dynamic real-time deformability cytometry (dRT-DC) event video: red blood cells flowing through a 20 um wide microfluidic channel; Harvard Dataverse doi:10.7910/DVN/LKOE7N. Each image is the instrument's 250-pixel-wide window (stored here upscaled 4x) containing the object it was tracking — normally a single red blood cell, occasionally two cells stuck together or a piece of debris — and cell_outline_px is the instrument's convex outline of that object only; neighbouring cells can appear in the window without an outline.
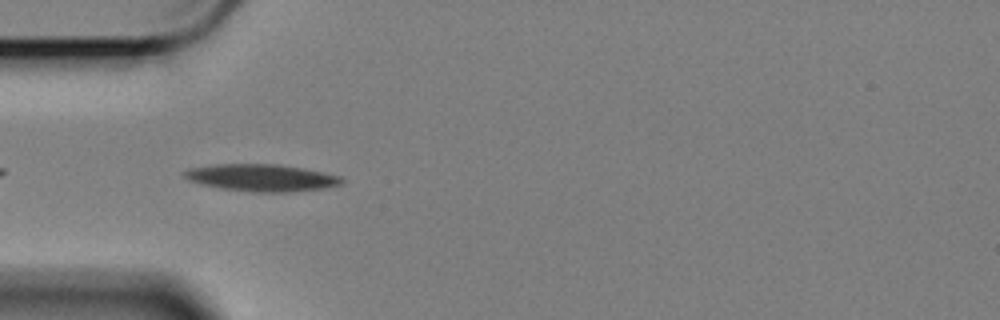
{"species": "Egyptian fruit bat (a non-hibernating species)", "species_latin": "Rousettus aegyptiacus", "temperature_condition": "cold", "stored_images_in_passage": 12, "camera_frame_rate_fps": 3000, "um_per_image_px": 0.085, "animal": {"sex": "female"}, "frame": {"image": 1, "passage_image": 3, "time_ms": 0.667, "image_size_px": [1000, 320], "cell_outline_px": [[344, 180], [340, 184], [320, 188], [292, 192], [252, 192], [220, 188], [188, 180], [180, 172], [192, 168], [216, 164], [280, 164], [304, 168], [324, 172], [340, 176]], "centroid_in_image_um": [22.22, 15.1], "position_along_channel_um": 62.8, "area_um2": 24.74}}
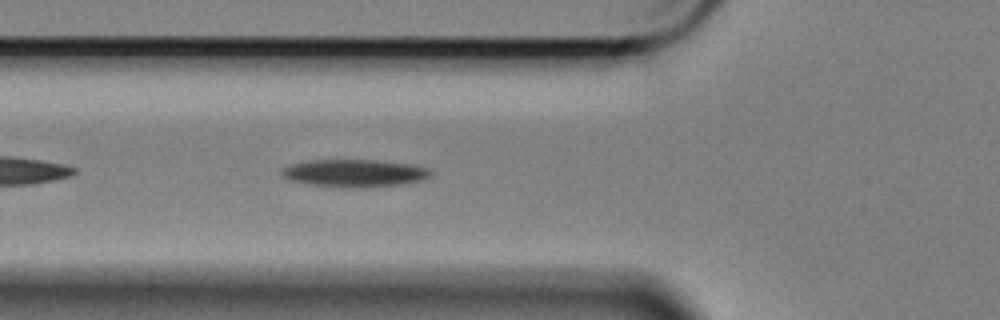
{"frame": {"image": 2, "passage_image": 6, "time_ms": 1.667, "image_size_px": [1000, 320], "cell_outline_px": [[432, 176], [424, 180], [400, 184], [360, 188], [344, 188], [308, 184], [288, 180], [280, 172], [280, 168], [288, 164], [312, 160], [376, 160], [408, 164], [428, 168], [432, 172]], "centroid_in_image_um": [30.09, 14.72], "position_along_channel_um": 95.7, "area_um2": 24.16}}
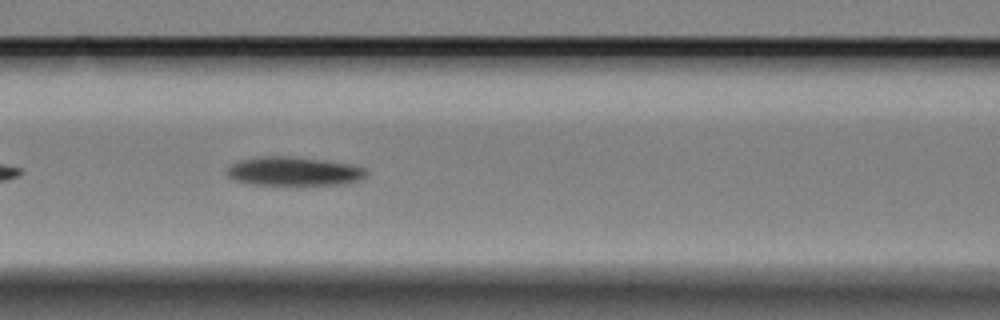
{"frame": {"image": 3, "passage_image": 10, "time_ms": 3.0, "image_size_px": [1000, 320], "cell_outline_px": [[368, 172], [360, 180], [340, 184], [252, 184], [232, 180], [224, 172], [232, 164], [240, 160], [260, 156], [288, 156], [324, 160], [352, 164], [364, 168]], "centroid_in_image_um": [24.94, 14.55], "position_along_channel_um": 141.7, "area_um2": 23.29}}